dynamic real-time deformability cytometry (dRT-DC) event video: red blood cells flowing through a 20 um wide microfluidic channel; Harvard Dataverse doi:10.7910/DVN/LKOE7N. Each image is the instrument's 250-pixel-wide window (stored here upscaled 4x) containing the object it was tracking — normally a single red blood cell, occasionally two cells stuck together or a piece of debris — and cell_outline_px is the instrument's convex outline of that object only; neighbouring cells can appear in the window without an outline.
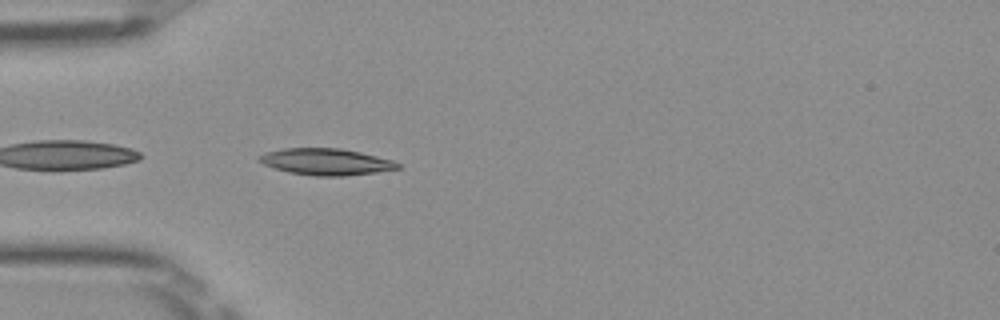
{"species": "Egyptian fruit bat (a non-hibernating species)", "species_latin": "Rousettus aegyptiacus", "temperature_condition": "room temperature", "stored_images_in_passage": 24, "camera_frame_rate_fps": 3000, "um_per_image_px": 0.085, "frame": {"image": 1, "passage_image": 2, "time_ms": 0.333, "image_size_px": [1000, 320], "cell_outline_px": [[400, 168], [376, 172], [344, 176], [316, 176], [288, 172], [264, 164], [256, 160], [256, 156], [264, 152], [284, 148], [340, 148], [360, 152], [392, 160], [400, 164]], "centroid_in_image_um": [27.66, 13.74], "position_along_channel_um": 57.3, "area_um2": 21.44}}
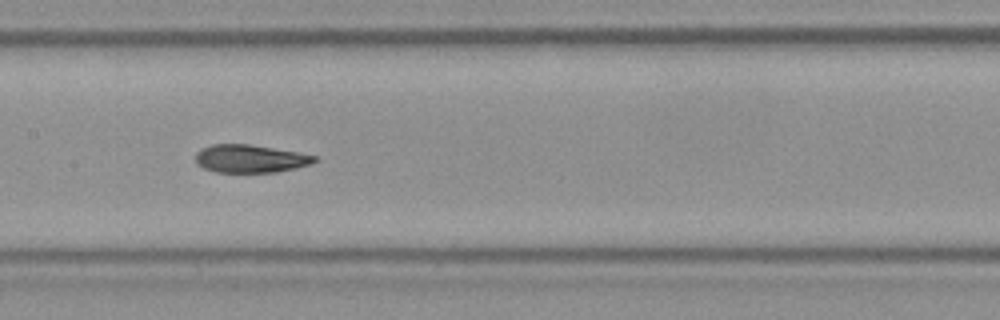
{"frame": {"image": 2, "passage_image": 12, "time_ms": 3.667, "image_size_px": [1000, 320], "cell_outline_px": [[320, 160], [312, 164], [296, 168], [276, 172], [216, 172], [204, 168], [196, 164], [196, 152], [200, 148], [212, 144], [248, 144], [296, 152], [316, 156]], "centroid_in_image_um": [21.27, 13.49], "position_along_channel_um": 186.1, "area_um2": 19.42}}
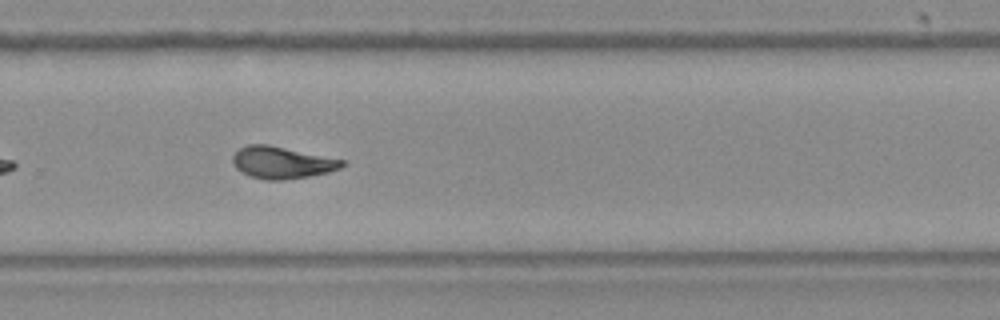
{"frame": {"image": 3, "passage_image": 21, "time_ms": 6.667, "image_size_px": [1000, 320], "cell_outline_px": [[344, 164], [340, 168], [328, 172], [308, 176], [284, 180], [264, 180], [248, 176], [240, 172], [236, 168], [232, 160], [232, 156], [240, 148], [248, 144], [268, 144], [344, 160]], "centroid_in_image_um": [23.91, 13.82], "position_along_channel_um": 305.9, "area_um2": 20.35}}